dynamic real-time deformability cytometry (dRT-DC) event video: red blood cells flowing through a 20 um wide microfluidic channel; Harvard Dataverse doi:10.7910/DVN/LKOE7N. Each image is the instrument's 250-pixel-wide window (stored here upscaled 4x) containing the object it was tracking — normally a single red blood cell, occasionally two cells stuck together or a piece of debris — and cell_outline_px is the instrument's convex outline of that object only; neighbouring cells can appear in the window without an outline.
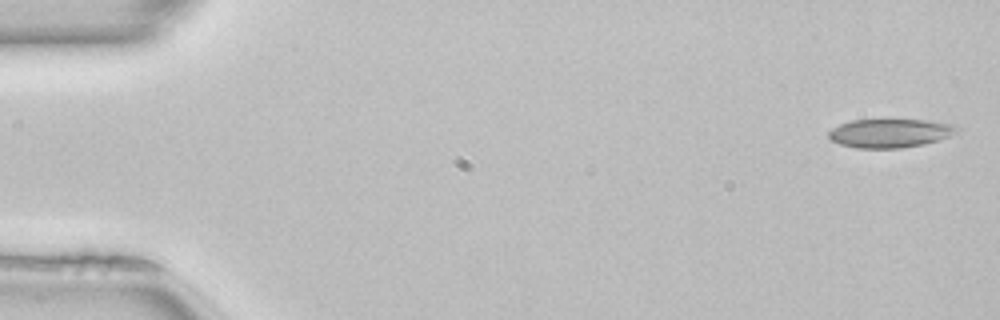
{"species": "common noctule bat (a hibernating species)", "species_latin": "Nyctalus noctula", "temperature_condition": "room temperature", "stored_images_in_passage": 49, "camera_frame_rate_fps": 3000, "um_per_image_px": 0.085, "animal": {"sex": "female", "body_mass_g": 22.7, "forearm_length_mm": 54.2}, "frame": {"image": 1, "passage_image": 1, "time_ms": 0.0, "image_size_px": [1000, 320], "cell_outline_px": [[956, 132], [948, 136], [924, 144], [904, 148], [856, 148], [840, 144], [832, 140], [828, 136], [828, 132], [832, 128], [840, 124], [852, 120], [928, 120], [952, 124], [956, 128]], "centroid_in_image_um": [75.6, 11.32], "position_along_channel_um": 9.4, "area_um2": 21.21}}
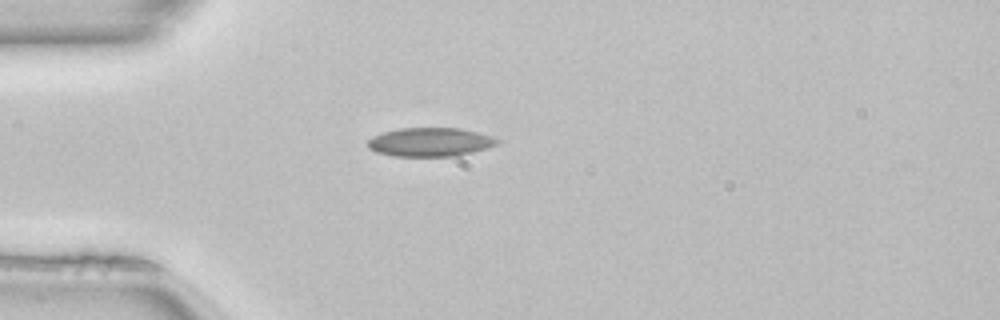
{"frame": {"image": 2, "passage_image": 13, "time_ms": 4.0, "image_size_px": [1000, 320], "cell_outline_px": [[500, 140], [496, 144], [472, 152], [456, 156], [396, 156], [376, 152], [368, 148], [368, 140], [372, 136], [384, 132], [400, 128], [460, 128], [492, 136]], "centroid_in_image_um": [36.53, 12.07], "position_along_channel_um": 48.5, "area_um2": 21.5}}
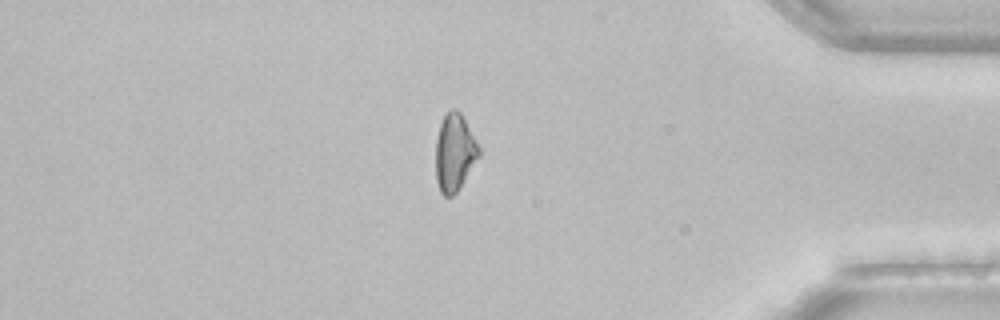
{"frame": {"image": 3, "passage_image": 42, "time_ms": 13.667, "image_size_px": [1000, 320], "cell_outline_px": [[480, 156], [456, 192], [452, 196], [444, 196], [440, 192], [436, 180], [436, 140], [440, 124], [444, 116], [452, 108], [456, 108], [460, 112], [480, 148]], "centroid_in_image_um": [38.63, 12.97], "position_along_channel_um": 396.6, "area_um2": 19.25}, "authors_computed_cell_mechanics": {"area_um2": 20.808, "velocity_mm_per_s": 4.0887, "shape_relaxation_time_tau1_ms": null, "shape_relaxation_time_tau2_ms": 5.0421, "deformation_change_tau1": null, "deformation_change_tau2": 0.1266}}